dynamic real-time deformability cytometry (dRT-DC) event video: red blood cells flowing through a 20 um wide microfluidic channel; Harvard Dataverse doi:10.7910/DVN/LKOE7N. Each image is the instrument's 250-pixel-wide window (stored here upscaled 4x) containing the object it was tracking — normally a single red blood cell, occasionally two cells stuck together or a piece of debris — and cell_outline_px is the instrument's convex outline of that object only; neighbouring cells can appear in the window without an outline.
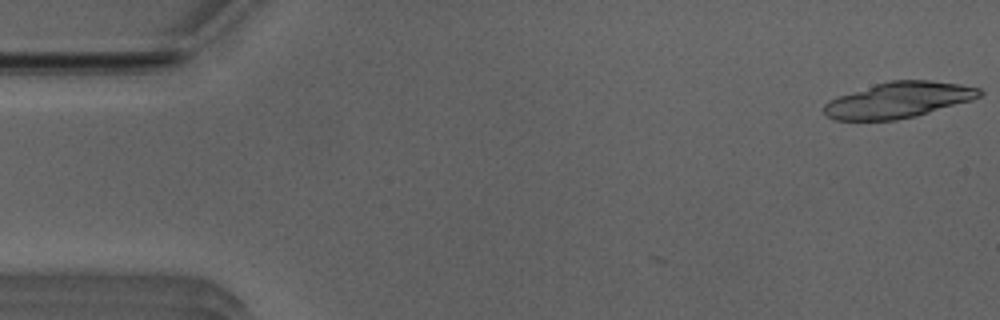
{"species": "Egyptian fruit bat (a non-hibernating species)", "species_latin": "Rousettus aegyptiacus", "temperature_condition": "room temperature", "stored_images_in_passage": 6, "camera_frame_rate_fps": 3000, "um_per_image_px": 0.085, "animal": {"sex": "male"}, "frame": {"image": 1, "passage_image": 1, "time_ms": 0.0, "image_size_px": [1000, 320], "cell_outline_px": [[984, 92], [980, 96], [972, 100], [916, 116], [896, 120], [836, 120], [828, 116], [824, 112], [824, 104], [840, 96], [876, 84], [892, 80], [928, 80], [960, 84], [980, 88]], "centroid_in_image_um": [76.43, 8.5], "position_along_channel_um": 8.6, "area_um2": 32.02}}